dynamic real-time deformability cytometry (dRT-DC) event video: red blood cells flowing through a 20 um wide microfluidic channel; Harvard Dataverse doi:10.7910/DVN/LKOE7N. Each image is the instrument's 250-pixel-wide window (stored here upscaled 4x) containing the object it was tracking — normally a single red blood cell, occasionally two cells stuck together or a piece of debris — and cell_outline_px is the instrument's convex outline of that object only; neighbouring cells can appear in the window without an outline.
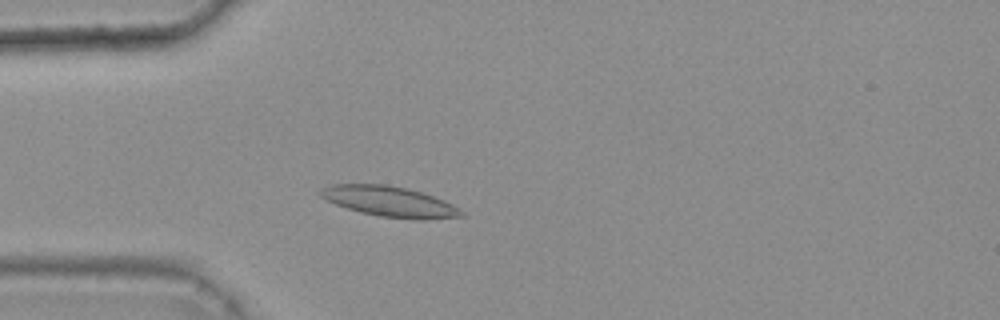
{"species": "common noctule bat (a hibernating species)", "species_latin": "Nyctalus noctula", "temperature_condition": "warm", "stored_images_in_passage": 30, "camera_frame_rate_fps": 3000, "um_per_image_px": 0.085, "animal": {"sex": "female", "body_mass_g": 25.1}, "frame": {"image": 1, "passage_image": 11, "time_ms": 3.333, "image_size_px": [1000, 320], "cell_outline_px": [[468, 216], [424, 220], [412, 220], [380, 216], [360, 212], [336, 204], [320, 196], [316, 192], [320, 188], [332, 184], [384, 184], [404, 188], [420, 192], [444, 200], [452, 204], [464, 212]], "centroid_in_image_um": [33.13, 17.14], "position_along_channel_um": 51.9, "area_um2": 25.03}}
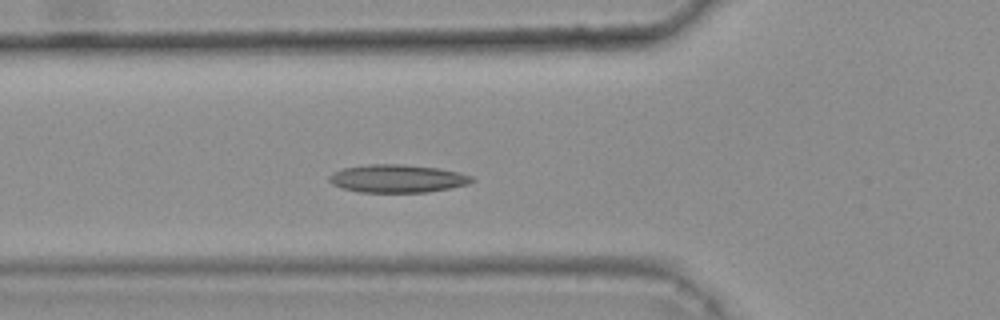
{"frame": {"image": 2, "passage_image": 15, "time_ms": 4.667, "image_size_px": [1000, 320], "cell_outline_px": [[476, 180], [468, 184], [428, 192], [360, 192], [344, 188], [332, 184], [328, 180], [328, 176], [332, 172], [344, 168], [368, 164], [400, 164], [440, 168], [472, 176]], "centroid_in_image_um": [33.76, 15.17], "position_along_channel_um": 92.0, "area_um2": 23.18}}
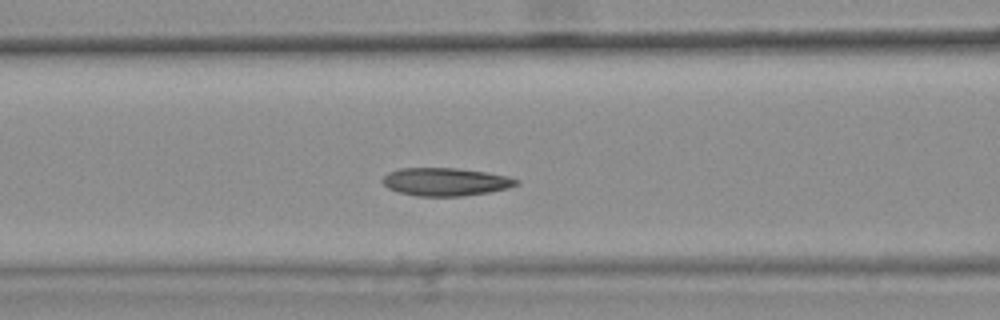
{"frame": {"image": 3, "passage_image": 18, "time_ms": 5.667, "image_size_px": [1000, 320], "cell_outline_px": [[520, 184], [508, 188], [488, 192], [460, 196], [416, 196], [396, 192], [388, 188], [380, 180], [388, 172], [400, 168], [456, 168], [488, 172], [508, 176], [520, 180]], "centroid_in_image_um": [37.86, 15.45], "position_along_channel_um": 128.7, "area_um2": 22.02}}